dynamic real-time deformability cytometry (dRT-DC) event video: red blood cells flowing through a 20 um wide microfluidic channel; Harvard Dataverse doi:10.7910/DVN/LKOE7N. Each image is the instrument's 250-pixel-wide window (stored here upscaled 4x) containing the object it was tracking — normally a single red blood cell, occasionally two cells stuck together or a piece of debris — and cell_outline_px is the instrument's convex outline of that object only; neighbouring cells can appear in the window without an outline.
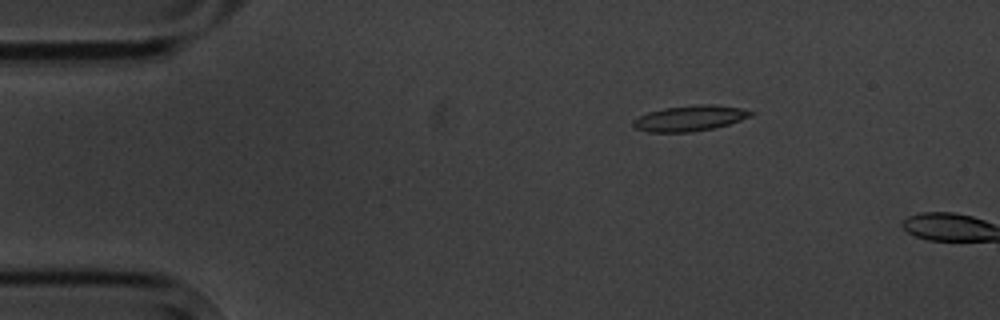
{"species": "common noctule bat (a hibernating species)", "species_latin": "Nyctalus noctula", "temperature_condition": "cold", "stored_images_in_passage": 4, "camera_frame_rate_fps": 3000, "um_per_image_px": 0.085, "animal": {"sex": "male", "body_mass_g": 20.1, "forearm_length_mm": 53.5}, "frame": {"image": 1, "passage_image": 3, "time_ms": 2.333, "image_size_px": [1000, 320], "cell_outline_px": [[756, 112], [752, 116], [728, 124], [712, 128], [692, 132], [648, 132], [636, 128], [632, 124], [632, 120], [648, 112], [664, 108], [700, 104], [716, 104], [740, 108]], "centroid_in_image_um": [58.65, 10.04], "position_along_channel_um": 26.4, "area_um2": 17.51}}